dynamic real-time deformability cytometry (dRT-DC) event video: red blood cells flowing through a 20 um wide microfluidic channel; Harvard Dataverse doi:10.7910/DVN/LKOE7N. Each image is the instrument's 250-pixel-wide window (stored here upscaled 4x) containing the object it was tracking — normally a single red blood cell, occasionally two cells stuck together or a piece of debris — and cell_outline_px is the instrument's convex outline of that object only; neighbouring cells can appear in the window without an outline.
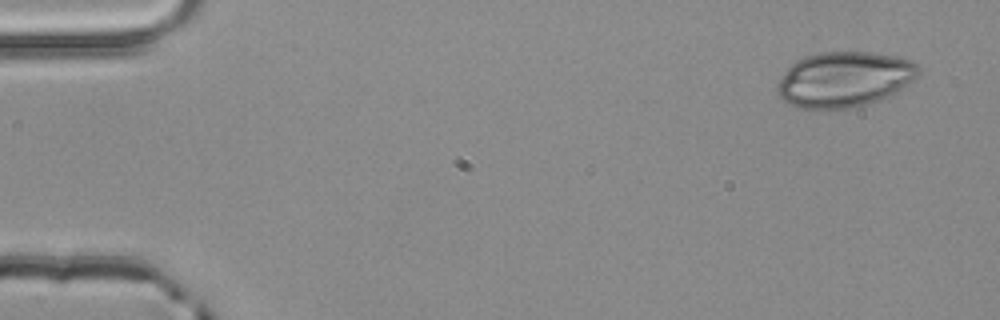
{"species": "common noctule bat (a hibernating species)", "species_latin": "Nyctalus noctula", "temperature_condition": "room temperature", "stored_images_in_passage": 4, "camera_frame_rate_fps": 3000, "um_per_image_px": 0.085, "animal": {"sex": "male", "body_mass_g": 20.4}, "frame": {"image": 1, "passage_image": 1, "time_ms": 0.0, "image_size_px": [1000, 320], "cell_outline_px": [[920, 72], [912, 80], [896, 92], [888, 96], [852, 108], [824, 112], [816, 112], [796, 108], [788, 104], [776, 92], [776, 88], [780, 76], [796, 60], [804, 56], [820, 52], [876, 52], [900, 56], [912, 60], [920, 68]], "centroid_in_image_um": [71.71, 6.77], "position_along_channel_um": 13.3, "area_um2": 46.59}}